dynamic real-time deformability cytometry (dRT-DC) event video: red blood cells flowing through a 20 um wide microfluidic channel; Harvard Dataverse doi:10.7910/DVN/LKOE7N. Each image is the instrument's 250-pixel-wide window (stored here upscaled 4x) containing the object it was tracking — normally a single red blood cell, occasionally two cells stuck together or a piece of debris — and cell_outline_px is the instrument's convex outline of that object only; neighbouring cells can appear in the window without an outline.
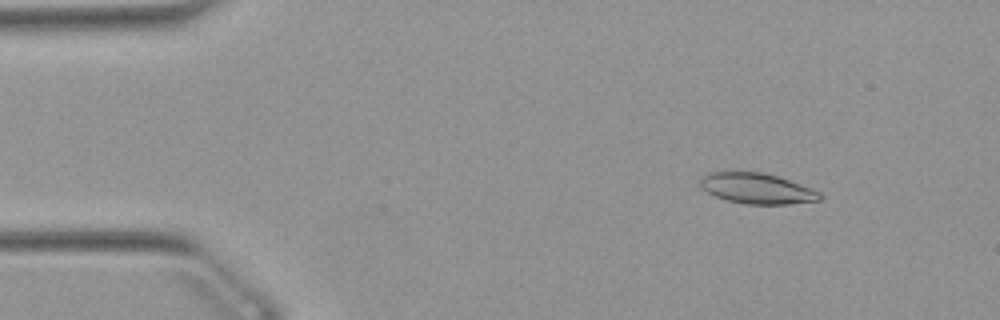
{"species": "Egyptian fruit bat (a non-hibernating species)", "species_latin": "Rousettus aegyptiacus", "temperature_condition": "warm", "stored_images_in_passage": 36, "camera_frame_rate_fps": 3000, "um_per_image_px": 0.085, "animal": {"sex": "female"}, "frame": {"image": 1, "passage_image": 6, "time_ms": 1.667, "image_size_px": [1000, 320], "cell_outline_px": [[824, 196], [820, 200], [788, 204], [744, 204], [728, 200], [716, 196], [708, 192], [700, 184], [700, 180], [704, 176], [712, 172], [760, 172], [776, 176], [812, 188], [820, 192]], "centroid_in_image_um": [64.39, 16.03], "position_along_channel_um": 20.6, "area_um2": 20.98}}